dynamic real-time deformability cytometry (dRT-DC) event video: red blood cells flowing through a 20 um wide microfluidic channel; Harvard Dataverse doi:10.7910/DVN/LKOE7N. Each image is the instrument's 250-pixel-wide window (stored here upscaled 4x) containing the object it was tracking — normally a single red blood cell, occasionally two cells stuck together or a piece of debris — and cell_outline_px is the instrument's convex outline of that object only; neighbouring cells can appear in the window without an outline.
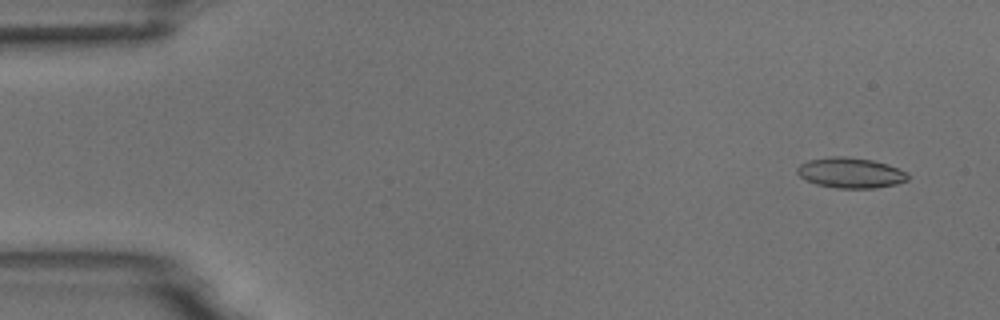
{"species": "common noctule bat (a hibernating species)", "species_latin": "Nyctalus noctula", "temperature_condition": "room temperature", "stored_images_in_passage": 5, "camera_frame_rate_fps": 3000, "um_per_image_px": 0.085, "animal": {"sex": "male", "body_mass_g": 18.8}, "frame": {"image": 1, "passage_image": 1, "time_ms": 0.0, "image_size_px": [1000, 320], "cell_outline_px": [[908, 180], [896, 184], [876, 188], [836, 188], [816, 184], [800, 176], [796, 172], [796, 168], [800, 164], [808, 160], [828, 156], [844, 156], [872, 160], [888, 164], [908, 172]], "centroid_in_image_um": [72.3, 14.68], "position_along_channel_um": 12.7, "area_um2": 19.71}}
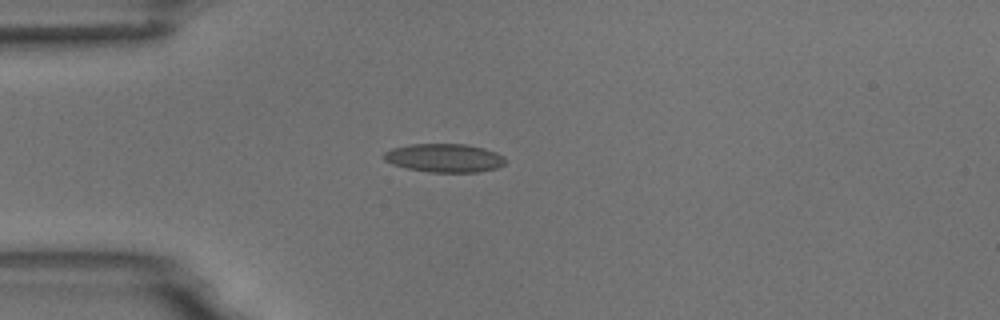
{"frame": {"image": 2, "passage_image": 4, "time_ms": 3.667, "image_size_px": [1000, 320], "cell_outline_px": [[504, 164], [496, 168], [480, 172], [428, 172], [408, 168], [392, 164], [384, 160], [384, 152], [392, 148], [412, 144], [464, 144], [484, 148], [496, 152], [504, 156]], "centroid_in_image_um": [37.77, 13.43], "position_along_channel_um": 47.2, "area_um2": 20.11}}